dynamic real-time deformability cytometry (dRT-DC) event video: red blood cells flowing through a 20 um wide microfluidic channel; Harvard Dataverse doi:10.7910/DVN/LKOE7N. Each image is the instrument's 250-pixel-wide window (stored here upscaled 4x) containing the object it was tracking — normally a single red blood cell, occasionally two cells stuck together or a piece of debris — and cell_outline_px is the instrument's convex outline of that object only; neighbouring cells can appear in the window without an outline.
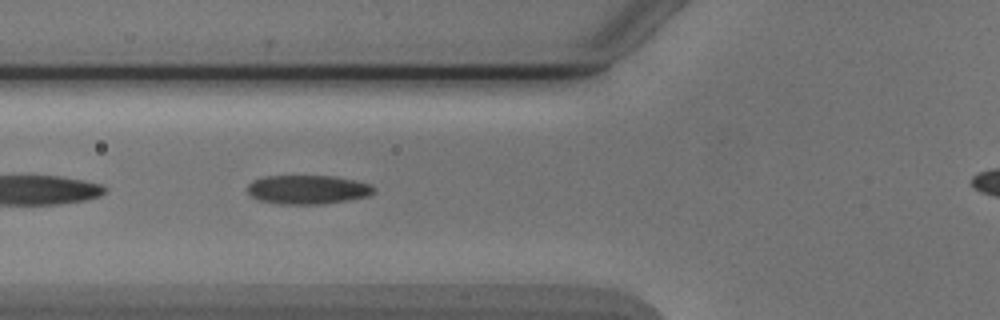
{"species": "Egyptian fruit bat (a non-hibernating species)", "species_latin": "Rousettus aegyptiacus", "temperature_condition": "cold", "stored_images_in_passage": 4, "segment_of_instrument_passage": [1, 2], "camera_frame_rate_fps": 3000, "um_per_image_px": 0.085, "animal": {"sex": "male"}, "frame": {"image": 1, "passage_image": 3, "time_ms": 2.333, "image_size_px": [1000, 320], "cell_outline_px": [[376, 188], [368, 196], [348, 200], [324, 204], [276, 204], [256, 200], [244, 188], [252, 180], [264, 176], [332, 176], [372, 184]], "centroid_in_image_um": [26.09, 16.12], "position_along_channel_um": 99.7, "area_um2": 21.56}}